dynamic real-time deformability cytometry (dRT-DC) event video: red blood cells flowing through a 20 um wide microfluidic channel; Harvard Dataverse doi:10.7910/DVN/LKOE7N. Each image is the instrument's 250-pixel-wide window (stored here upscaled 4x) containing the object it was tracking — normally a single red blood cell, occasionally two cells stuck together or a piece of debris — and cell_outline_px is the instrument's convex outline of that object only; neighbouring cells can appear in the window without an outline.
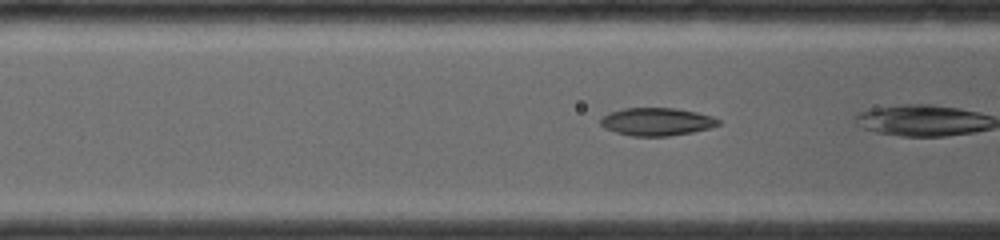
{"species": "common noctule bat (a hibernating species)", "species_latin": "Nyctalus noctula", "temperature_condition": "room temperature", "stored_images_in_passage": 7, "camera_frame_rate_fps": 4000, "um_per_image_px": 0.085, "animal": {"sex": "female", "body_mass_g": 19.0, "forearm_length_mm": 56.7}, "frame": {"image": 1, "passage_image": 5, "time_ms": 1.0, "image_size_px": [1000, 240], "cell_outline_px": [[720, 124], [708, 128], [692, 132], [668, 136], [632, 136], [616, 132], [604, 128], [600, 124], [600, 120], [608, 112], [624, 108], [676, 108], [696, 112], [712, 116], [720, 120]], "centroid_in_image_um": [55.8, 10.34], "position_along_channel_um": 110.8, "area_um2": 19.07}}